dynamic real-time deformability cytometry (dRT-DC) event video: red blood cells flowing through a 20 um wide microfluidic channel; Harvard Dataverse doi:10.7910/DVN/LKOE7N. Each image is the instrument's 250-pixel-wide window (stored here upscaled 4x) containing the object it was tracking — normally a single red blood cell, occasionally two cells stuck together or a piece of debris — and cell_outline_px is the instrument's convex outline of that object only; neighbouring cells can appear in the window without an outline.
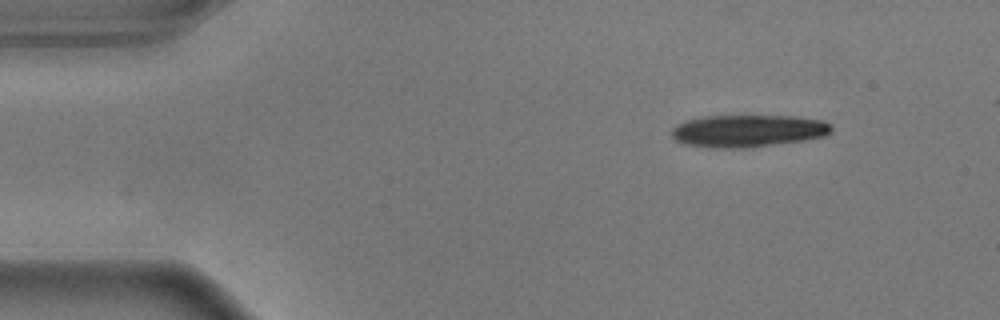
{"species": "common noctule bat (a hibernating species)", "species_latin": "Nyctalus noctula", "temperature_condition": "warm", "stored_images_in_passage": 12, "camera_frame_rate_fps": 3000, "um_per_image_px": 0.085, "animal": {"sex": "male", "body_mass_g": 17.9}, "frame": {"image": 1, "passage_image": 1, "time_ms": 0.0, "image_size_px": [1000, 320], "cell_outline_px": [[832, 132], [824, 136], [804, 140], [748, 148], [708, 148], [684, 144], [676, 140], [672, 136], [672, 128], [676, 124], [684, 120], [704, 116], [796, 116], [824, 120], [832, 124]], "centroid_in_image_um": [63.57, 11.12], "position_along_channel_um": 21.4, "area_um2": 30.46}}